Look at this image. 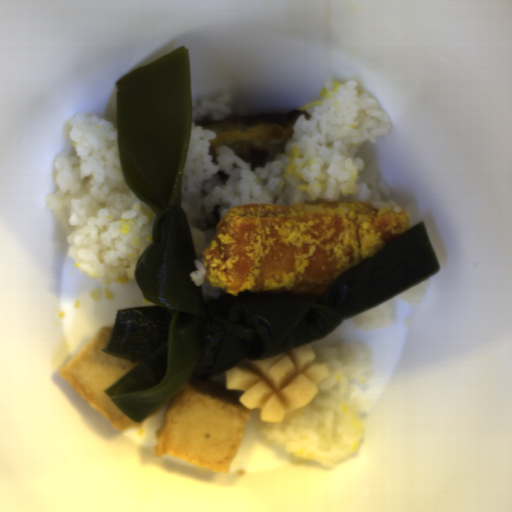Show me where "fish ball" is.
<instances>
[{
  "instance_id": "obj_1",
  "label": "fish ball",
  "mask_w": 512,
  "mask_h": 512,
  "mask_svg": "<svg viewBox=\"0 0 512 512\" xmlns=\"http://www.w3.org/2000/svg\"><path fill=\"white\" fill-rule=\"evenodd\" d=\"M240 391L226 384L189 377L169 399L155 457L171 456L192 467L228 474L254 410L240 401Z\"/></svg>"
},
{
  "instance_id": "obj_2",
  "label": "fish ball",
  "mask_w": 512,
  "mask_h": 512,
  "mask_svg": "<svg viewBox=\"0 0 512 512\" xmlns=\"http://www.w3.org/2000/svg\"><path fill=\"white\" fill-rule=\"evenodd\" d=\"M113 326L104 327L86 342L59 370L65 384L117 430L141 429L145 419L136 422L107 395L106 391L139 361L107 355Z\"/></svg>"
}]
</instances>
